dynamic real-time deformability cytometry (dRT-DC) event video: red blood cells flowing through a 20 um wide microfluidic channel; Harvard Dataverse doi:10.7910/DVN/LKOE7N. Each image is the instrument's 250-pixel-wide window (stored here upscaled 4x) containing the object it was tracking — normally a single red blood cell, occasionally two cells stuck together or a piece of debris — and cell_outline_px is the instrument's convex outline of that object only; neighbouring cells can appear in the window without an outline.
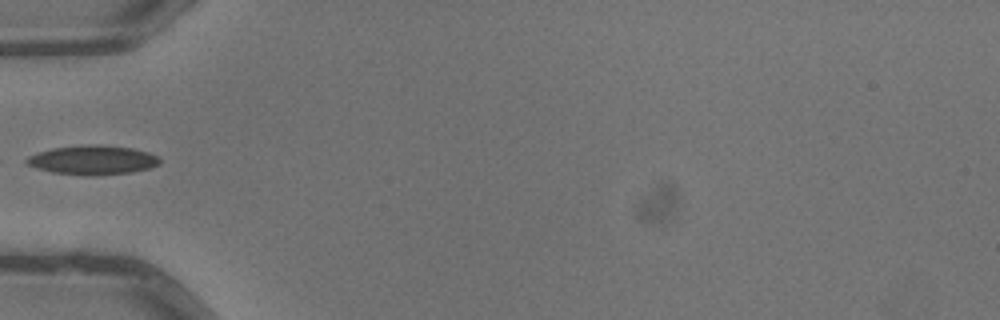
{"species": "common noctule bat (a hibernating species)", "species_latin": "Nyctalus noctula", "temperature_condition": "warm", "stored_images_in_passage": 4, "camera_frame_rate_fps": 3000, "um_per_image_px": 0.085, "animal": {"sex": "male", "body_mass_g": 13.3}, "frame": {"image": 1, "passage_image": 4, "time_ms": 1.0, "image_size_px": [1000, 320], "cell_outline_px": [[160, 164], [152, 168], [132, 172], [88, 176], [52, 172], [36, 168], [28, 164], [24, 160], [28, 156], [36, 152], [52, 148], [80, 144], [100, 144], [132, 148], [148, 152], [160, 156]], "centroid_in_image_um": [7.89, 13.59], "position_along_channel_um": 77.1, "area_um2": 23.06}}